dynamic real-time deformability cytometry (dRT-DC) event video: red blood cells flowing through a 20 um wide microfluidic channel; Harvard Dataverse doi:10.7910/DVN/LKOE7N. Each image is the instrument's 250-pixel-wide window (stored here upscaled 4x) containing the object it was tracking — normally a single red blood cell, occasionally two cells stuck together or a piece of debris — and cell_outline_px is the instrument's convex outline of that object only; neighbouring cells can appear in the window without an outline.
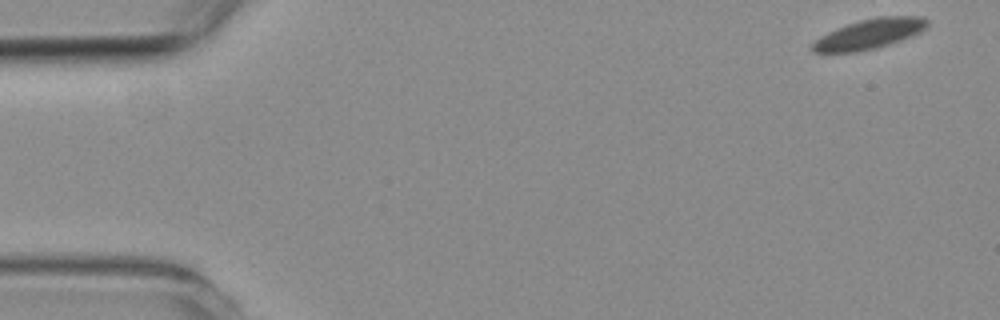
{"species": "common noctule bat (a hibernating species)", "species_latin": "Nyctalus noctula", "temperature_condition": "room temperature", "stored_images_in_passage": 6, "camera_frame_rate_fps": 3000, "um_per_image_px": 0.085, "animal": {"sex": "female", "body_mass_g": 19.3, "forearm_length_mm": 54.1}, "frame": {"image": 1, "passage_image": 1, "time_ms": 0.0, "image_size_px": [1000, 320], "cell_outline_px": [[928, 24], [920, 32], [912, 36], [876, 48], [856, 52], [812, 52], [812, 44], [820, 36], [836, 28], [860, 20], [876, 16], [924, 16], [928, 20]], "centroid_in_image_um": [73.91, 2.87], "position_along_channel_um": 11.1, "area_um2": 19.94}}
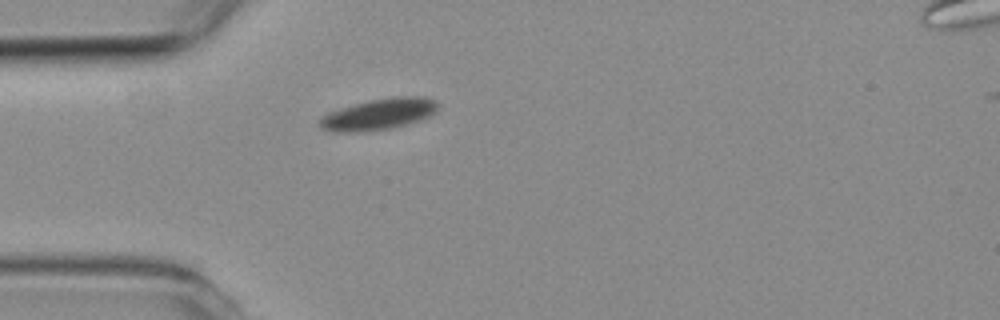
{"frame": {"image": 2, "passage_image": 5, "time_ms": 4.667, "image_size_px": [1000, 320], "cell_outline_px": [[440, 104], [436, 112], [420, 120], [408, 124], [392, 128], [356, 132], [332, 132], [320, 128], [320, 116], [328, 112], [356, 104], [372, 100], [392, 96], [424, 96], [436, 100]], "centroid_in_image_um": [32.23, 9.7], "position_along_channel_um": 52.8, "area_um2": 21.62}}